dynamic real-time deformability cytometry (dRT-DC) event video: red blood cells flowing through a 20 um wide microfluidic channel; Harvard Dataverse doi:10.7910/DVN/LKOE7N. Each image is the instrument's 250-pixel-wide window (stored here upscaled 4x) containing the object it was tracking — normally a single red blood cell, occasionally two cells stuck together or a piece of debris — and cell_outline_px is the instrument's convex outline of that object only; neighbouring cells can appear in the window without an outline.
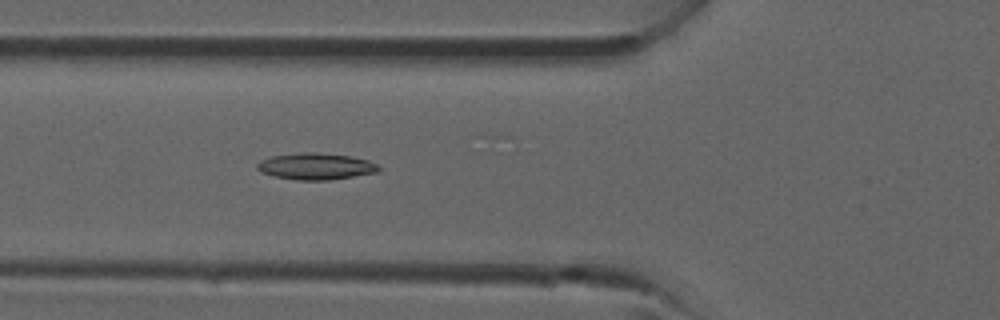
{"species": "common noctule bat (a hibernating species)", "species_latin": "Nyctalus noctula", "temperature_condition": "room temperature", "stored_images_in_passage": 28, "camera_frame_rate_fps": 3000, "um_per_image_px": 0.085, "animal": {"sex": "male", "forearm_length_mm": 52.5}, "frame": {"image": 1, "passage_image": 9, "time_ms": 2.667, "image_size_px": [1000, 320], "cell_outline_px": [[380, 172], [328, 180], [296, 180], [272, 176], [260, 172], [256, 168], [256, 164], [260, 160], [272, 156], [304, 152], [312, 152], [352, 156], [368, 160], [376, 164], [380, 168]], "centroid_in_image_um": [26.83, 14.14], "position_along_channel_um": 99.0, "area_um2": 18.9}}
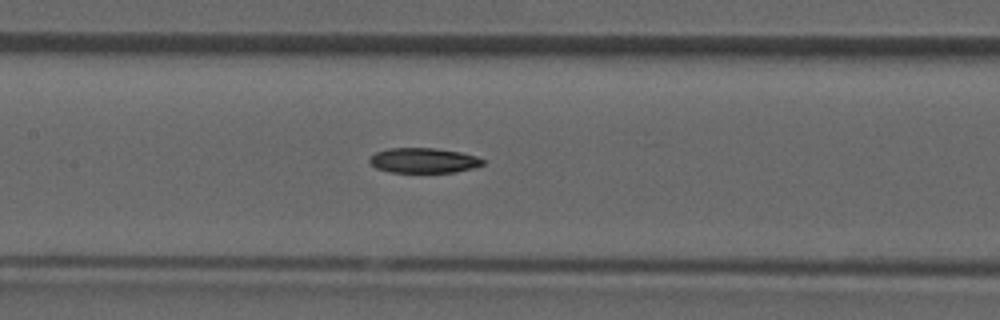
{"frame": {"image": 2, "passage_image": 13, "time_ms": 4.0, "image_size_px": [1000, 320], "cell_outline_px": [[484, 164], [472, 168], [456, 172], [388, 172], [376, 168], [368, 160], [376, 152], [388, 148], [436, 148], [460, 152], [476, 156], [484, 160]], "centroid_in_image_um": [36.0, 13.63], "position_along_channel_um": 171.4, "area_um2": 16.47}}